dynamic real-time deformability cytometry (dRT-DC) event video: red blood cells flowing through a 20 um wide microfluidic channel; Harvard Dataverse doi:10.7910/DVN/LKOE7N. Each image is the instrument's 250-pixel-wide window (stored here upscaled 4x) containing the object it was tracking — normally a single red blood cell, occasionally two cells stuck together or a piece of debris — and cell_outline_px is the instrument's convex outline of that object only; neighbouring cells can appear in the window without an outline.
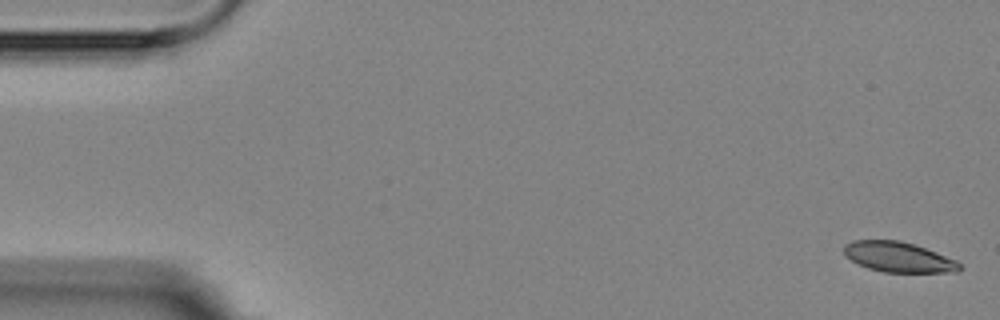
{"species": "Egyptian fruit bat (a non-hibernating species)", "species_latin": "Rousettus aegyptiacus", "temperature_condition": "room temperature", "stored_images_in_passage": 5, "camera_frame_rate_fps": 3000, "um_per_image_px": 0.085, "animal": {"sex": "female"}, "frame": {"image": 1, "passage_image": 1, "time_ms": 0.0, "image_size_px": [1000, 320], "cell_outline_px": [[964, 268], [956, 272], [884, 272], [868, 268], [844, 256], [844, 244], [852, 240], [900, 240], [936, 252], [956, 260]], "centroid_in_image_um": [76.36, 21.85], "position_along_channel_um": 8.6, "area_um2": 20.29}}